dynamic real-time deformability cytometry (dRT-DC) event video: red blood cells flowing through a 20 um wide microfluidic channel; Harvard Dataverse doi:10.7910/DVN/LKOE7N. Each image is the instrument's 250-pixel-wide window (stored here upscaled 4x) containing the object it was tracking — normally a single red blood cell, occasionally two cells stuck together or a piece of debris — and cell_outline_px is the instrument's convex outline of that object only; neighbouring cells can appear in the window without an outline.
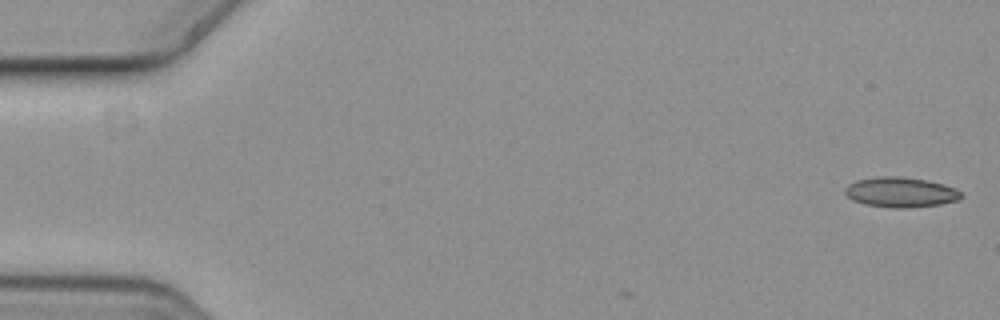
{"species": "common noctule bat (a hibernating species)", "species_latin": "Nyctalus noctula", "temperature_condition": "cold", "stored_images_in_passage": 9, "camera_frame_rate_fps": 3000, "um_per_image_px": 0.085, "animal": {"sex": "female", "body_mass_g": 19.3, "forearm_length_mm": 54.1}, "frame": {"image": 1, "passage_image": 1, "time_ms": 0.0, "image_size_px": [1000, 320], "cell_outline_px": [[964, 196], [956, 200], [940, 204], [904, 208], [892, 208], [864, 204], [852, 200], [844, 192], [844, 188], [848, 184], [856, 180], [880, 176], [896, 176], [924, 180], [944, 184], [960, 192]], "centroid_in_image_um": [76.5, 16.34], "position_along_channel_um": 8.5, "area_um2": 20.17}}
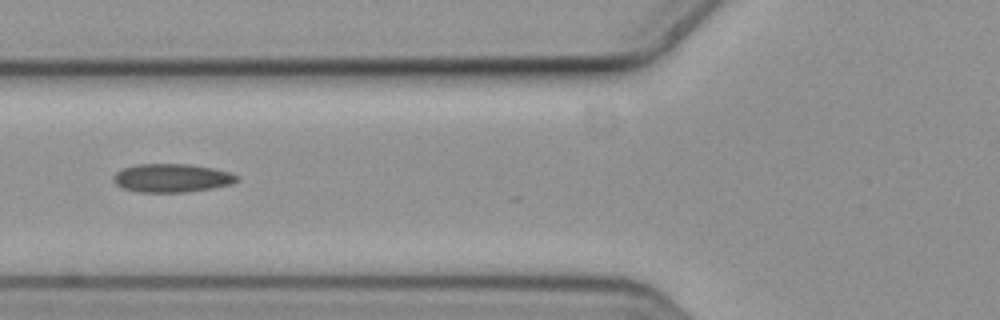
{"frame": {"image": 2, "passage_image": 7, "time_ms": 2.0, "image_size_px": [1000, 320], "cell_outline_px": [[240, 180], [232, 184], [212, 188], [188, 192], [140, 192], [124, 188], [116, 184], [112, 180], [112, 176], [116, 172], [124, 168], [136, 164], [192, 164], [232, 172], [240, 176]], "centroid_in_image_um": [14.65, 15.12], "position_along_channel_um": 111.1, "area_um2": 20.69}}
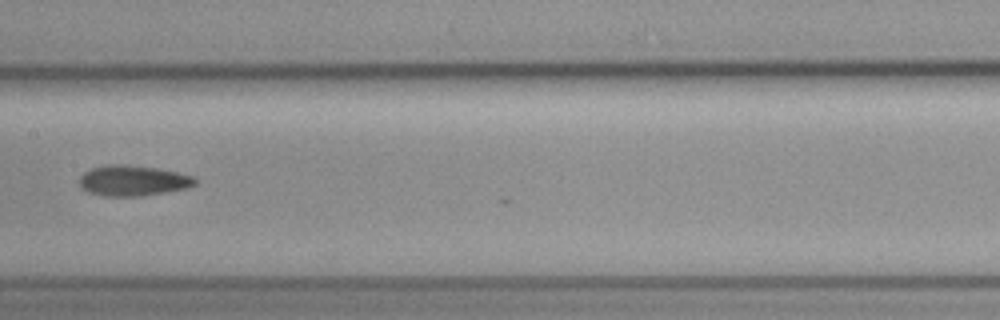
{"frame": {"image": 3, "passage_image": 9, "time_ms": 2.667, "image_size_px": [1000, 320], "cell_outline_px": [[196, 184], [188, 188], [140, 196], [104, 196], [88, 192], [80, 184], [80, 176], [84, 172], [92, 168], [104, 164], [124, 164], [156, 168], [176, 172], [192, 176], [196, 180]], "centroid_in_image_um": [11.29, 15.34], "position_along_channel_um": 196.1, "area_um2": 20.46}}